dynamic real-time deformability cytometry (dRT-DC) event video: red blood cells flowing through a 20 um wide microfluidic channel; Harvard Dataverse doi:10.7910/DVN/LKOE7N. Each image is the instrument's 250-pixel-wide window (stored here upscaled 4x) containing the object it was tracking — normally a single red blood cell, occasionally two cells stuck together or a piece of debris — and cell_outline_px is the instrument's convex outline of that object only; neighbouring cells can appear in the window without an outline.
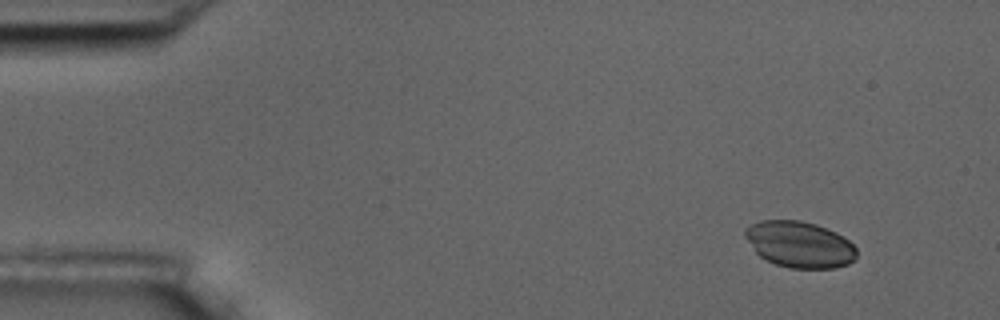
{"species": "common noctule bat (a hibernating species)", "species_latin": "Nyctalus noctula", "temperature_condition": "room temperature", "stored_images_in_passage": 4, "camera_frame_rate_fps": 3000, "um_per_image_px": 0.085, "animal": {"sex": "male", "body_mass_g": 17.5, "forearm_length_mm": 52.3}, "frame": {"image": 1, "passage_image": 1, "time_ms": 0.0, "image_size_px": [1000, 320], "cell_outline_px": [[856, 260], [848, 264], [836, 268], [788, 268], [776, 264], [760, 256], [756, 252], [744, 236], [744, 228], [760, 220], [800, 220], [816, 224], [836, 232], [844, 236], [856, 248]], "centroid_in_image_um": [67.97, 20.77], "position_along_channel_um": 17.0, "area_um2": 30.17}}
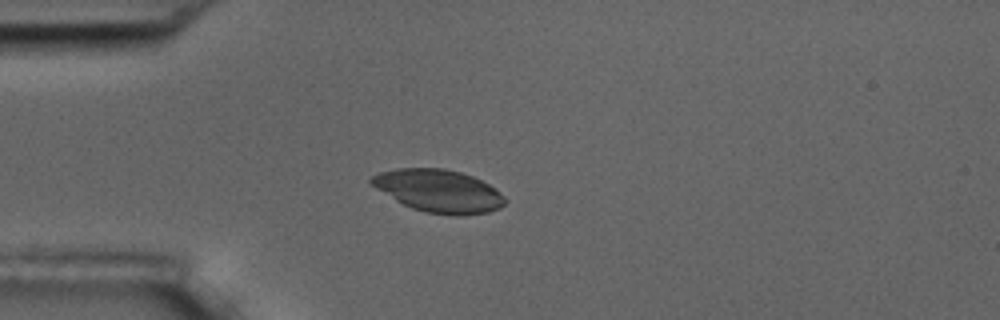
{"frame": {"image": 2, "passage_image": 4, "time_ms": 3.333, "image_size_px": [1000, 320], "cell_outline_px": [[508, 200], [500, 208], [488, 212], [460, 216], [456, 216], [424, 212], [412, 208], [396, 200], [376, 188], [368, 180], [372, 176], [380, 172], [396, 168], [444, 168], [460, 172], [472, 176], [488, 184], [504, 196]], "centroid_in_image_um": [37.3, 16.23], "position_along_channel_um": 47.7, "area_um2": 33.12}}